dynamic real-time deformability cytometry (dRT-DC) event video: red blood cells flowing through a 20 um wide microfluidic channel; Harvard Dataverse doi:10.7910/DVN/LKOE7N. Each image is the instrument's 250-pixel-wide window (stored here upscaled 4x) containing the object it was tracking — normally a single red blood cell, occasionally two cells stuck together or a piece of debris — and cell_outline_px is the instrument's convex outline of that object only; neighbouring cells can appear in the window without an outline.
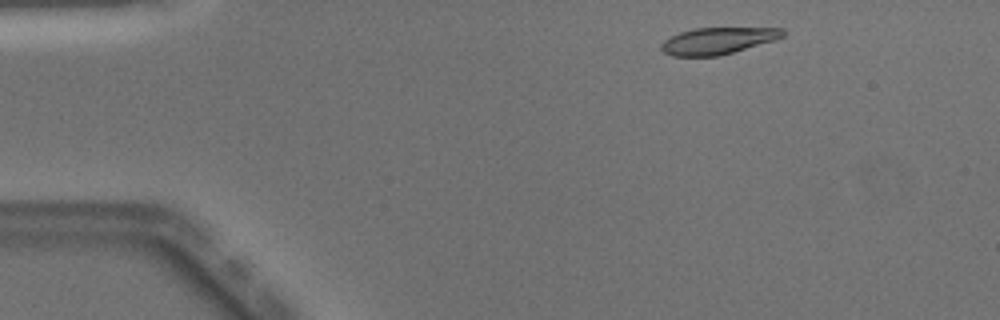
{"species": "Egyptian fruit bat (a non-hibernating species)", "species_latin": "Rousettus aegyptiacus", "temperature_condition": "warm", "stored_images_in_passage": 45, "camera_frame_rate_fps": 3000, "um_per_image_px": 0.085, "animal": {"sex": "male"}, "frame": {"image": 1, "passage_image": 3, "time_ms": 0.667, "image_size_px": [1000, 320], "cell_outline_px": [[784, 36], [776, 40], [720, 56], [672, 56], [664, 52], [660, 48], [660, 44], [664, 40], [680, 32], [692, 28], [784, 28]], "centroid_in_image_um": [61.01, 3.47], "position_along_channel_um": 24.0, "area_um2": 19.02}}
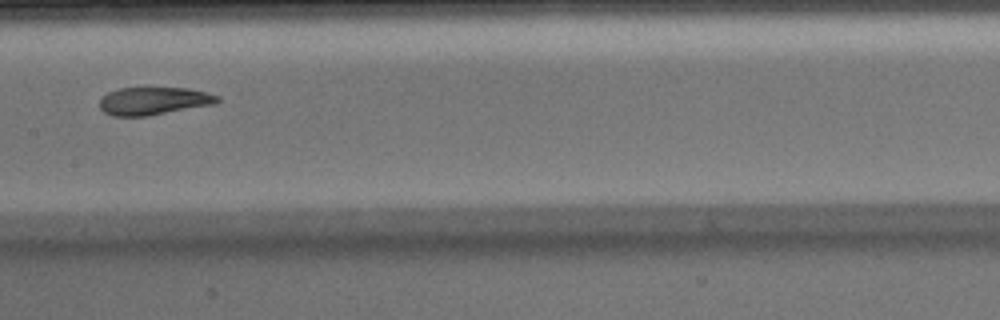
{"frame": {"image": 2, "passage_image": 21, "time_ms": 6.667, "image_size_px": [1000, 320], "cell_outline_px": [[220, 100], [216, 104], [148, 116], [112, 116], [104, 112], [100, 108], [100, 100], [108, 92], [120, 88], [188, 88], [220, 96]], "centroid_in_image_um": [13.08, 8.59], "position_along_channel_um": 194.3, "area_um2": 19.07}}
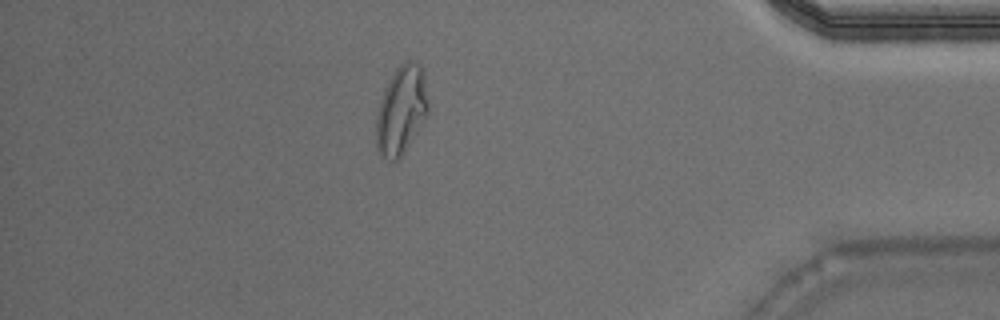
{"frame": {"image": 3, "passage_image": 39, "time_ms": 12.667, "image_size_px": [1000, 320], "cell_outline_px": [[428, 112], [400, 156], [396, 160], [392, 160], [380, 156], [376, 148], [376, 112], [384, 88], [388, 80], [396, 68], [404, 60], [416, 60], [420, 64], [424, 72], [428, 100]], "centroid_in_image_um": [34.09, 9.29], "position_along_channel_um": 401.1, "area_um2": 26.76}, "authors_computed_cell_mechanics": {"area_um2": 20.0566, "velocity_mm_per_s": 4.0751, "shape_relaxation_time_tau1_ms": 7.1824, "shape_relaxation_time_tau2_ms": 1.6433, "deformation_change_tau1": 0.262, "deformation_change_tau2": 0.0683}}